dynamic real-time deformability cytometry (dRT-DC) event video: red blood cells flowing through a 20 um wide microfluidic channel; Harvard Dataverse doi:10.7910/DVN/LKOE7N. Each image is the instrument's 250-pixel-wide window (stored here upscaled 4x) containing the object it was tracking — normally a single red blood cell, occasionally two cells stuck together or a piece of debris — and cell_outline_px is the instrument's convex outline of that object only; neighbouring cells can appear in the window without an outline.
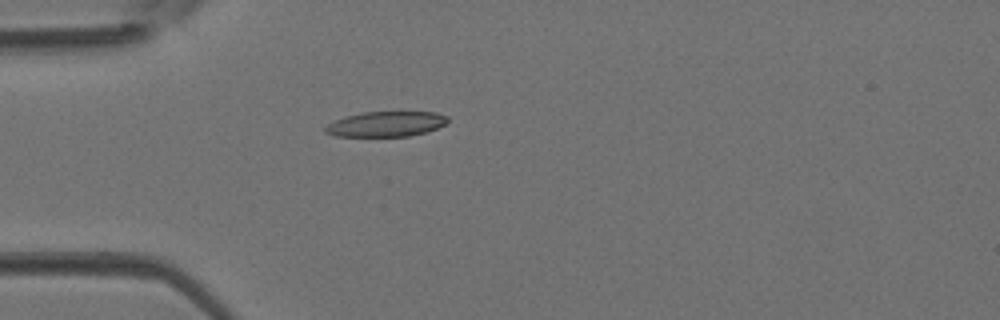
{"species": "Egyptian fruit bat (a non-hibernating species)", "species_latin": "Rousettus aegyptiacus", "temperature_condition": "room temperature", "stored_images_in_passage": 1, "camera_frame_rate_fps": 3000, "um_per_image_px": 0.085, "animal": {"sex": "female"}, "frame": {"image": 1, "passage_image": 1, "time_ms": 0.0, "image_size_px": [1000, 320], "cell_outline_px": [[448, 124], [424, 132], [408, 136], [332, 136], [324, 132], [324, 128], [328, 124], [336, 120], [348, 116], [364, 112], [436, 112], [448, 116]], "centroid_in_image_um": [32.83, 10.54], "position_along_channel_um": 52.2, "area_um2": 17.86}}